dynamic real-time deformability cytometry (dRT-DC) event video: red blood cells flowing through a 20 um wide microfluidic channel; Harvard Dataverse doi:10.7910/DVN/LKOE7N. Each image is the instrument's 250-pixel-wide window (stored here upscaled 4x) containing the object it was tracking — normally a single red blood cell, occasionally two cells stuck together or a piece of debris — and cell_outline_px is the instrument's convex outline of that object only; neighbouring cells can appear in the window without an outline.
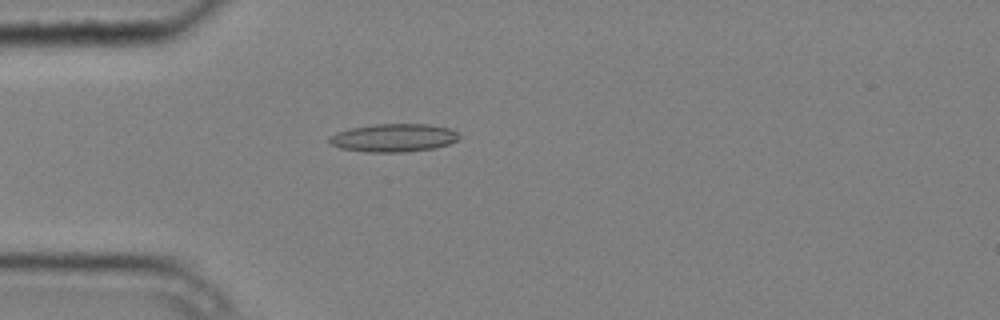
{"species": "common noctule bat (a hibernating species)", "species_latin": "Nyctalus noctula", "temperature_condition": "cold", "stored_images_in_passage": 4, "camera_frame_rate_fps": 3000, "um_per_image_px": 0.085, "animal": {"sex": "male", "body_mass_g": 20.4}, "frame": {"image": 1, "passage_image": 4, "time_ms": 1.0, "image_size_px": [1000, 320], "cell_outline_px": [[460, 140], [448, 144], [432, 148], [404, 152], [368, 152], [340, 148], [332, 144], [328, 140], [328, 136], [336, 132], [352, 128], [376, 124], [428, 124], [448, 128], [456, 132], [460, 136]], "centroid_in_image_um": [33.45, 11.71], "position_along_channel_um": 51.5, "area_um2": 21.15}}